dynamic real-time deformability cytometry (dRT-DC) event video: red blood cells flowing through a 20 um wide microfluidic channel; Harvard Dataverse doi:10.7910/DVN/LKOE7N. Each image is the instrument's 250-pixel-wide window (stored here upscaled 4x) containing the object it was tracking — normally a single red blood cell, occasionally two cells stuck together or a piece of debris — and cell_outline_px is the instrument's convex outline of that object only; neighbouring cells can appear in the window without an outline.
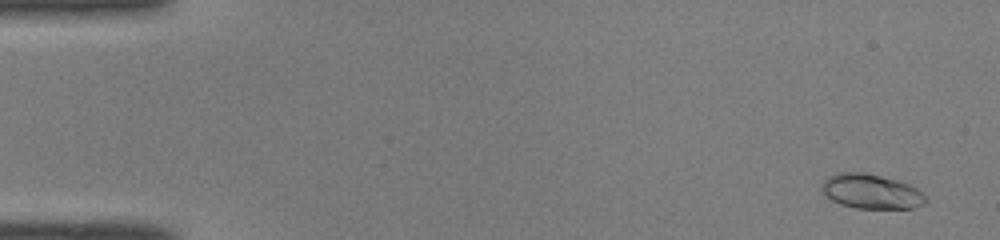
{"species": "common noctule bat (a hibernating species)", "species_latin": "Nyctalus noctula", "temperature_condition": "room temperature", "stored_images_in_passage": 52, "camera_frame_rate_fps": 3000, "um_per_image_px": 0.085, "animal": {"sex": "male", "body_mass_g": 19.0, "forearm_length_mm": 50.8}, "frame": {"image": 1, "passage_image": 3, "time_ms": 0.667, "image_size_px": [1000, 240], "cell_outline_px": [[928, 200], [924, 204], [916, 208], [856, 208], [840, 204], [824, 196], [820, 188], [824, 180], [828, 176], [840, 172], [864, 172], [896, 180], [908, 184], [916, 188]], "centroid_in_image_um": [74.01, 16.28], "position_along_channel_um": 11.0, "area_um2": 20.98}}
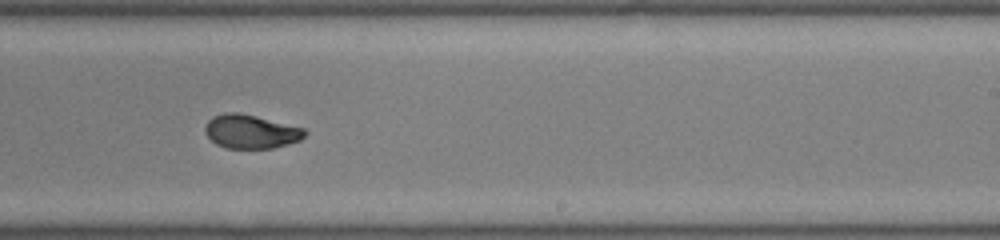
{"frame": {"image": 2, "passage_image": 32, "time_ms": 10.333, "image_size_px": [1000, 240], "cell_outline_px": [[308, 132], [300, 140], [288, 144], [272, 148], [224, 148], [216, 144], [204, 132], [204, 128], [208, 120], [212, 116], [224, 112], [236, 112], [256, 116], [304, 128]], "centroid_in_image_um": [21.3, 11.18], "position_along_channel_um": 267.7, "area_um2": 19.65}}
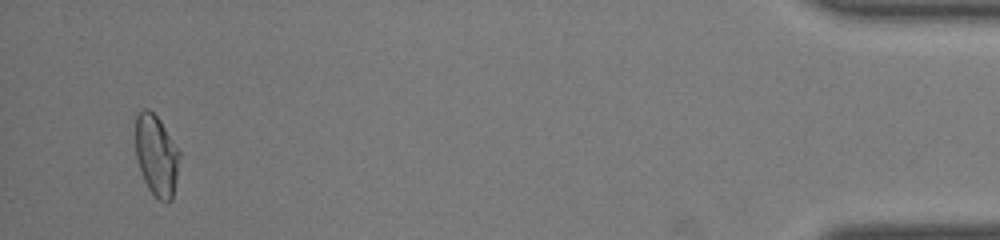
{"frame": {"image": 3, "passage_image": 49, "time_ms": 16.0, "image_size_px": [1000, 240], "cell_outline_px": [[180, 156], [172, 200], [160, 200], [148, 188], [144, 180], [136, 156], [136, 116], [140, 108], [148, 108], [160, 120], [180, 152]], "centroid_in_image_um": [13.29, 13.16], "position_along_channel_um": 421.9, "area_um2": 20.46}}